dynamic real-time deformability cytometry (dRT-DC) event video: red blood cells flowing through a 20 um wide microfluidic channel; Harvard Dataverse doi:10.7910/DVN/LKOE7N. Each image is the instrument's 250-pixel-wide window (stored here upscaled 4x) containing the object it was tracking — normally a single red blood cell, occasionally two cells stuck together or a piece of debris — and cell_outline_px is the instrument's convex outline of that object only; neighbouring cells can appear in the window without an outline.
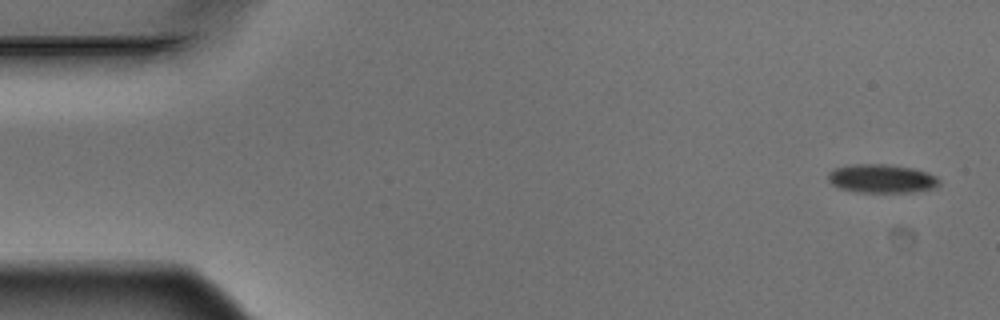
{"species": "Egyptian fruit bat (a non-hibernating species)", "species_latin": "Rousettus aegyptiacus", "temperature_condition": "warm", "stored_images_in_passage": 4, "camera_frame_rate_fps": 3000, "um_per_image_px": 0.085, "animal": {"sex": "male"}, "frame": {"image": 1, "passage_image": 1, "time_ms": 0.0, "image_size_px": [1000, 320], "cell_outline_px": [[940, 184], [936, 188], [912, 192], [856, 192], [840, 188], [832, 184], [828, 180], [828, 172], [832, 168], [852, 164], [888, 164], [912, 168], [928, 172], [936, 176], [940, 180]], "centroid_in_image_um": [74.95, 15.17], "position_along_channel_um": 10.1, "area_um2": 18.79}}
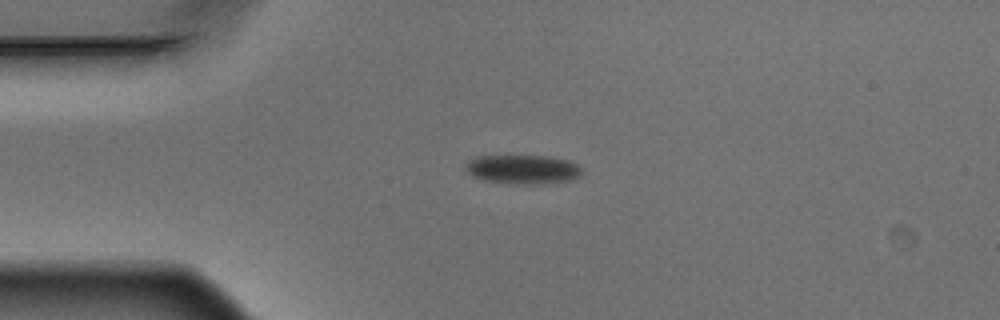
{"frame": {"image": 2, "passage_image": 4, "time_ms": 1.0, "image_size_px": [1000, 320], "cell_outline_px": [[580, 172], [576, 176], [568, 180], [524, 184], [484, 180], [472, 176], [464, 168], [464, 164], [468, 160], [476, 156], [548, 156], [568, 160], [576, 164], [580, 168]], "centroid_in_image_um": [44.34, 14.36], "position_along_channel_um": 40.7, "area_um2": 19.19}}